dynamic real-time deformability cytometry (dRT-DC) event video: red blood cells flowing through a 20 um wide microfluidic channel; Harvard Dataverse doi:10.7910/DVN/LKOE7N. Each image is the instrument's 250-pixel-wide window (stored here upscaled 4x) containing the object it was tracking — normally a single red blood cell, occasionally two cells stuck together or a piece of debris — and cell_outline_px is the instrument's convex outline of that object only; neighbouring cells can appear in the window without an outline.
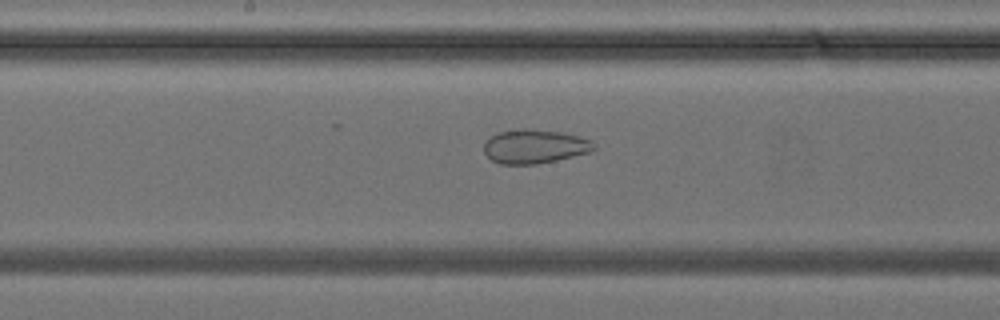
{"species": "common noctule bat (a hibernating species)", "species_latin": "Nyctalus noctula", "temperature_condition": "cold", "stored_images_in_passage": 28, "camera_frame_rate_fps": 3000, "um_per_image_px": 0.085, "animal": {"sex": "female", "body_mass_g": 24.6, "forearm_length_mm": 56.2}, "frame": {"image": 1, "passage_image": 9, "time_ms": 2.667, "image_size_px": [1000, 320], "cell_outline_px": [[596, 148], [592, 152], [556, 160], [536, 164], [500, 164], [492, 160], [484, 152], [484, 144], [492, 136], [500, 132], [520, 128], [524, 128], [560, 132], [592, 140], [596, 144]], "centroid_in_image_um": [45.48, 12.45], "position_along_channel_um": 202.7, "area_um2": 21.68}}